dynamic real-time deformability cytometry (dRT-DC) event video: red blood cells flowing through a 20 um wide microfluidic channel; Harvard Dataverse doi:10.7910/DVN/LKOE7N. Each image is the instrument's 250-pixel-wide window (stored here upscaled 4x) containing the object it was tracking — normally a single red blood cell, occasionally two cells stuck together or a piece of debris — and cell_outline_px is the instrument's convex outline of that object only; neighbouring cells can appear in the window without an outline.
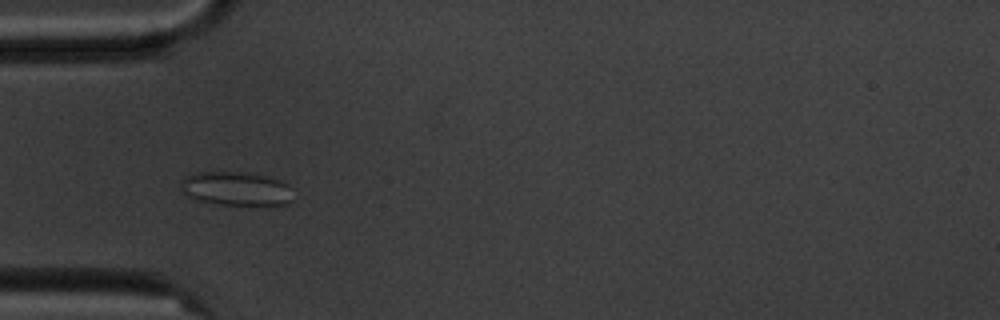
{"species": "common noctule bat (a hibernating species)", "species_latin": "Nyctalus noctula", "temperature_condition": "cold", "stored_images_in_passage": 5, "camera_frame_rate_fps": 3000, "um_per_image_px": 0.085, "animal": {"sex": "male", "body_mass_g": 20.1, "forearm_length_mm": 53.5}, "frame": {"image": 1, "passage_image": 4, "time_ms": 3.667, "image_size_px": [1000, 320], "cell_outline_px": [[292, 200], [288, 204], [220, 204], [196, 200], [184, 196], [180, 192], [180, 184], [184, 176], [196, 172], [248, 172], [280, 180], [288, 184]], "centroid_in_image_um": [19.98, 16.02], "position_along_channel_um": 65.0, "area_um2": 22.2}}
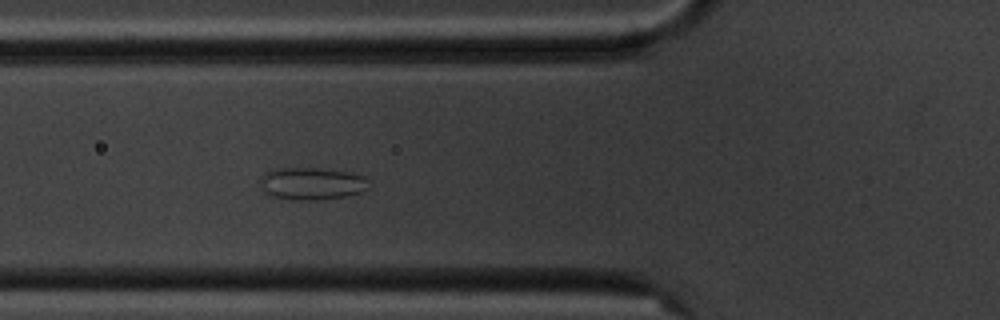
{"frame": {"image": 2, "passage_image": 5, "time_ms": 4.667, "image_size_px": [1000, 320], "cell_outline_px": [[368, 188], [360, 192], [344, 196], [320, 200], [296, 200], [272, 196], [264, 192], [260, 184], [260, 176], [276, 168], [320, 168], [352, 172], [364, 176], [368, 180]], "centroid_in_image_um": [26.5, 15.6], "position_along_channel_um": 99.3, "area_um2": 20.58}}